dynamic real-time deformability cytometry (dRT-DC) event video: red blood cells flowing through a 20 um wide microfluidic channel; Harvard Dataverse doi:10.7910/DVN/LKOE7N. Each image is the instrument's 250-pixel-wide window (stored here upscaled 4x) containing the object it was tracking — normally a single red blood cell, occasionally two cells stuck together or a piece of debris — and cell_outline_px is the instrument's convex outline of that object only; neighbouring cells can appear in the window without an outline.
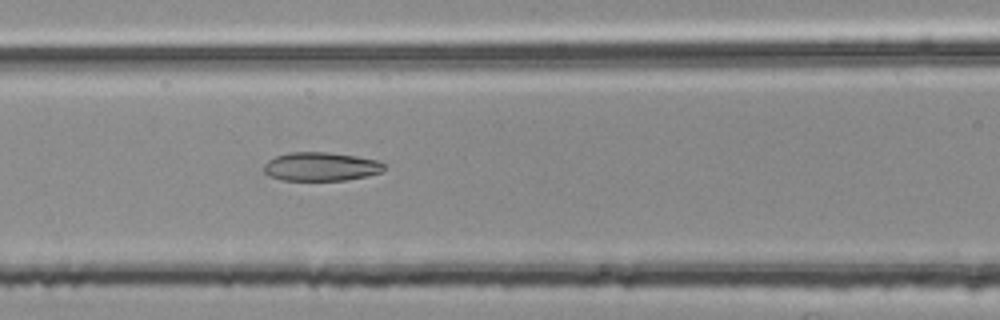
{"species": "common noctule bat (a hibernating species)", "species_latin": "Nyctalus noctula", "temperature_condition": "room temperature", "stored_images_in_passage": 38, "camera_frame_rate_fps": 3000, "um_per_image_px": 0.085, "animal": {"sex": "female", "body_mass_g": 25.1}, "frame": {"image": 1, "passage_image": 11, "time_ms": 3.333, "image_size_px": [1000, 320], "cell_outline_px": [[384, 168], [380, 172], [368, 176], [344, 180], [284, 180], [268, 176], [264, 172], [264, 164], [268, 160], [276, 156], [288, 152], [328, 152], [356, 156], [376, 160], [384, 164]], "centroid_in_image_um": [27.24, 14.16], "position_along_channel_um": 139.4, "area_um2": 20.06}}
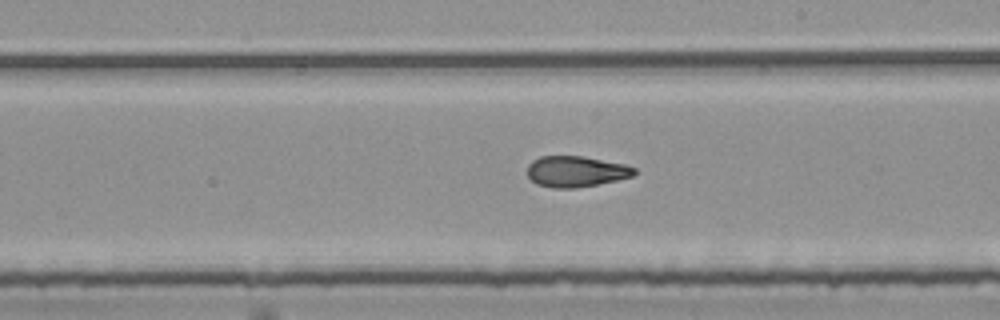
{"frame": {"image": 2, "passage_image": 19, "time_ms": 6.0, "image_size_px": [1000, 320], "cell_outline_px": [[636, 172], [632, 176], [616, 180], [576, 188], [552, 188], [536, 184], [528, 176], [528, 164], [532, 160], [540, 156], [584, 156], [624, 164], [636, 168]], "centroid_in_image_um": [48.93, 14.57], "position_along_channel_um": 240.1, "area_um2": 19.25}}
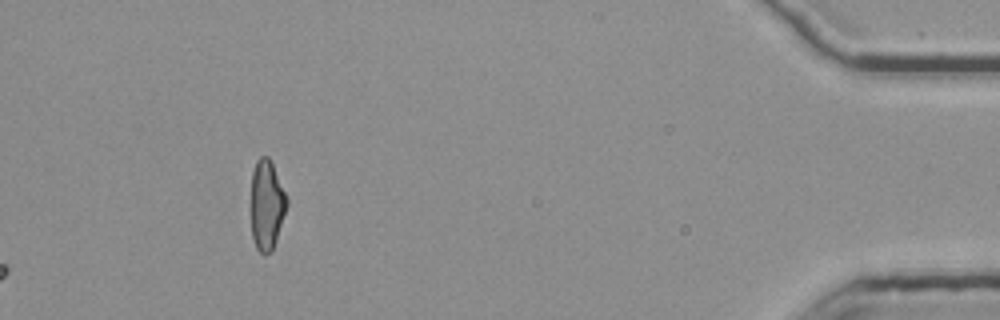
{"frame": {"image": 3, "passage_image": 38, "time_ms": 12.333, "image_size_px": [1000, 320], "cell_outline_px": [[288, 204], [272, 252], [260, 252], [256, 248], [252, 236], [248, 208], [252, 172], [256, 160], [260, 156], [268, 156], [272, 164], [288, 200]], "centroid_in_image_um": [22.61, 17.41], "position_along_channel_um": 412.6, "area_um2": 19.31}, "authors_computed_cell_mechanics": {"area_um2": 19.4786, "velocity_mm_per_s": 3.7882, "shape_relaxation_time_tau1_ms": null, "shape_relaxation_time_tau2_ms": 3.5459, "deformation_change_tau1": null, "deformation_change_tau2": 0.1141}}